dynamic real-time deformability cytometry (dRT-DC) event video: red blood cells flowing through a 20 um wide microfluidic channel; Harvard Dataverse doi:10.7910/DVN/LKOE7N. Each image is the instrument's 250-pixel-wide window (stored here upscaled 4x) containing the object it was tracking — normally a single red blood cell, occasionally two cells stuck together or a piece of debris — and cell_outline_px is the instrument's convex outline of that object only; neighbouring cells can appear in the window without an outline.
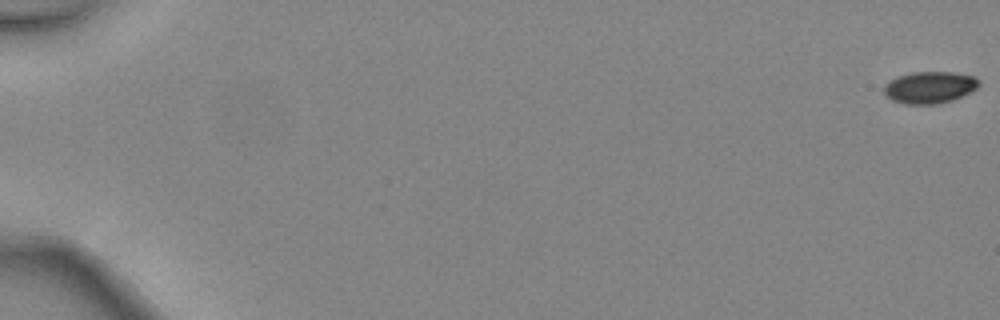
{"species": "common noctule bat (a hibernating species)", "species_latin": "Nyctalus noctula", "temperature_condition": "warm", "stored_images_in_passage": 6, "camera_frame_rate_fps": 3000, "um_per_image_px": 0.085, "animal": {"sex": "female", "body_mass_g": 24.6, "forearm_length_mm": 56.2}, "frame": {"image": 1, "passage_image": 1, "time_ms": 0.0, "image_size_px": [1000, 320], "cell_outline_px": [[980, 84], [976, 88], [952, 100], [940, 104], [904, 104], [892, 100], [884, 92], [884, 84], [896, 76], [912, 72], [952, 72], [976, 76], [980, 80]], "centroid_in_image_um": [79.01, 7.42], "position_along_channel_um": 6.0, "area_um2": 17.69}}
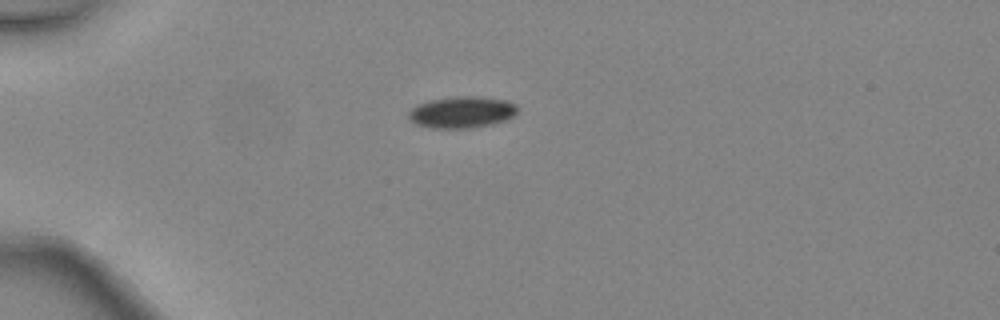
{"frame": {"image": 2, "passage_image": 4, "time_ms": 1.0, "image_size_px": [1000, 320], "cell_outline_px": [[516, 112], [512, 116], [504, 120], [488, 124], [468, 128], [432, 128], [416, 124], [408, 120], [408, 112], [412, 108], [420, 104], [432, 100], [456, 96], [480, 96], [508, 100], [516, 104]], "centroid_in_image_um": [39.23, 9.52], "position_along_channel_um": 45.8, "area_um2": 19.83}}
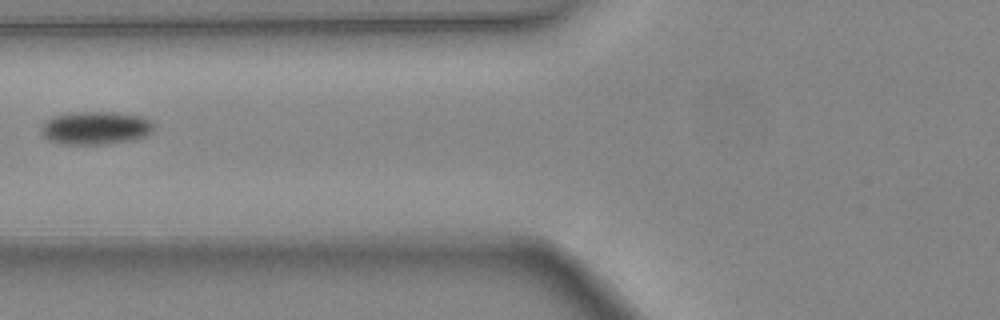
{"frame": {"image": 3, "passage_image": 6, "time_ms": 1.667, "image_size_px": [1000, 320], "cell_outline_px": [[156, 124], [152, 132], [144, 136], [132, 140], [104, 144], [60, 144], [48, 140], [40, 132], [40, 124], [52, 116], [72, 112], [112, 112], [144, 116], [152, 120]], "centroid_in_image_um": [8.12, 10.87], "position_along_channel_um": 117.7, "area_um2": 22.14}}